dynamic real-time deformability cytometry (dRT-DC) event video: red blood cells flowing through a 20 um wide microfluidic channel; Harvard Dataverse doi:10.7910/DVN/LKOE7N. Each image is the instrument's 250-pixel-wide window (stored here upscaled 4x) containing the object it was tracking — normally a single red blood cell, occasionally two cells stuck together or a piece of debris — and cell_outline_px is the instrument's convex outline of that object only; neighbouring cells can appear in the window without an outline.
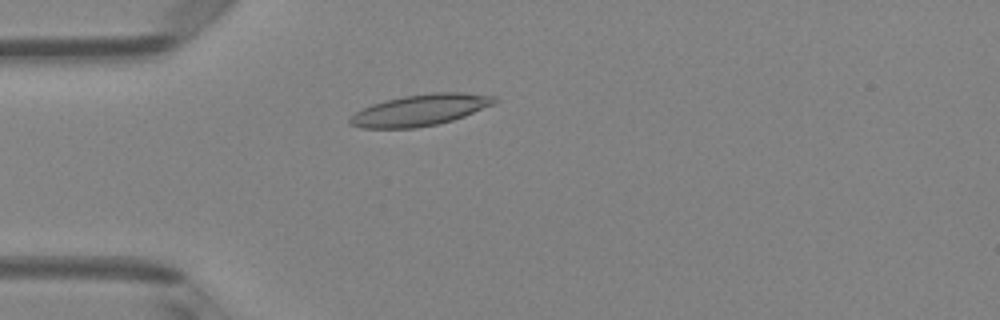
{"species": "Egyptian fruit bat (a non-hibernating species)", "species_latin": "Rousettus aegyptiacus", "temperature_condition": "room temperature", "stored_images_in_passage": 49, "camera_frame_rate_fps": 3000, "um_per_image_px": 0.085, "animal": {"sex": "female"}, "frame": {"image": 1, "passage_image": 13, "time_ms": 4.0, "image_size_px": [1000, 320], "cell_outline_px": [[500, 100], [496, 104], [464, 116], [452, 120], [436, 124], [416, 128], [360, 128], [348, 124], [348, 120], [356, 112], [372, 104], [384, 100], [404, 96], [432, 92], [464, 92], [496, 96]], "centroid_in_image_um": [35.76, 9.35], "position_along_channel_um": 49.2, "area_um2": 26.59}}
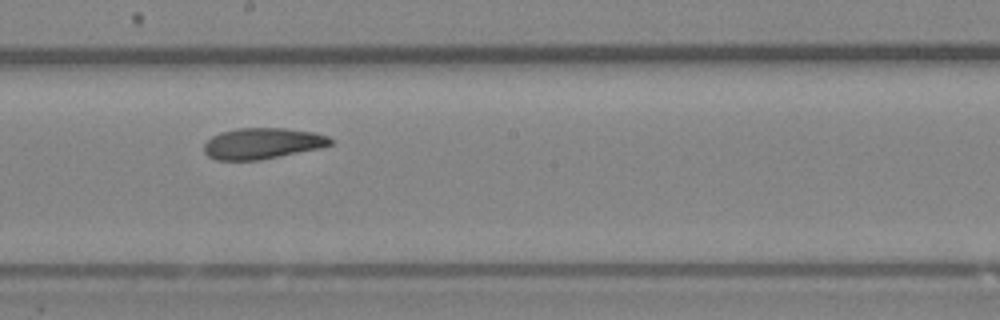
{"frame": {"image": 2, "passage_image": 27, "time_ms": 8.667, "image_size_px": [1000, 320], "cell_outline_px": [[332, 144], [320, 148], [260, 160], [216, 160], [208, 156], [204, 152], [204, 144], [212, 136], [220, 132], [236, 128], [284, 128], [312, 132], [328, 136], [332, 140]], "centroid_in_image_um": [22.28, 12.19], "position_along_channel_um": 225.9, "area_um2": 22.83}}
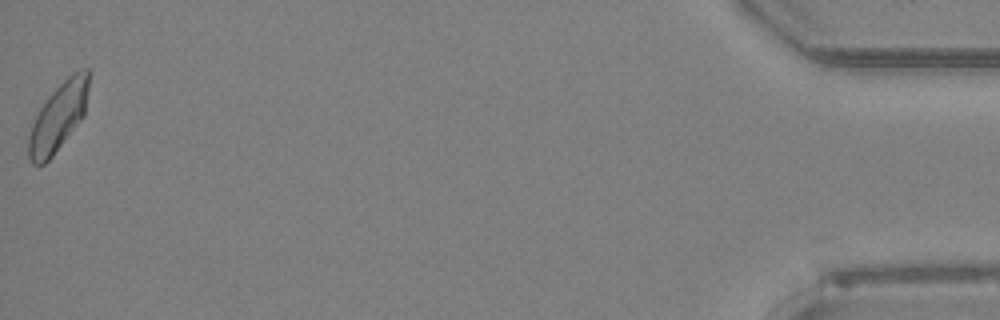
{"frame": {"image": 3, "passage_image": 49, "time_ms": 16.0, "image_size_px": [1000, 320], "cell_outline_px": [[88, 88], [84, 116], [52, 156], [44, 164], [32, 164], [28, 156], [28, 136], [32, 124], [40, 108], [48, 96], [72, 72], [80, 68], [88, 68]], "centroid_in_image_um": [4.95, 9.93], "position_along_channel_um": 430.2, "area_um2": 23.58}, "authors_computed_cell_mechanics": {"area_um2": 23.6402, "velocity_mm_per_s": 4.0862, "shape_relaxation_time_tau1_ms": 7.8525, "shape_relaxation_time_tau2_ms": 4.1225, "deformation_change_tau1": 0.18, "deformation_change_tau2": 0.1098}}